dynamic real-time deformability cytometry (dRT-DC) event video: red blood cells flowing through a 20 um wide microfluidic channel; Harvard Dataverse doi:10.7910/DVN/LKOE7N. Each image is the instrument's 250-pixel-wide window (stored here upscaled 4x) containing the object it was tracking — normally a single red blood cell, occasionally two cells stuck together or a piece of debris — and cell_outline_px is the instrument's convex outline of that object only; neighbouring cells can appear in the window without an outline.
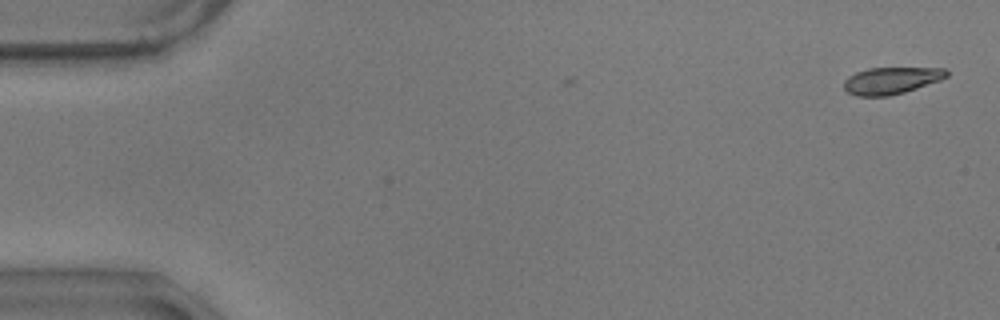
{"species": "common noctule bat (a hibernating species)", "species_latin": "Nyctalus noctula", "temperature_condition": "warm", "stored_images_in_passage": 4, "camera_frame_rate_fps": 3000, "um_per_image_px": 0.085, "animal": {"sex": "male", "body_mass_g": 17.9}, "frame": {"image": 1, "passage_image": 4, "time_ms": 1.0, "image_size_px": [1000, 320], "cell_outline_px": [[948, 76], [940, 80], [904, 92], [888, 96], [856, 96], [848, 92], [844, 88], [844, 80], [848, 76], [856, 72], [868, 68], [944, 68], [948, 72]], "centroid_in_image_um": [75.73, 6.84], "position_along_channel_um": 9.3, "area_um2": 16.01}}